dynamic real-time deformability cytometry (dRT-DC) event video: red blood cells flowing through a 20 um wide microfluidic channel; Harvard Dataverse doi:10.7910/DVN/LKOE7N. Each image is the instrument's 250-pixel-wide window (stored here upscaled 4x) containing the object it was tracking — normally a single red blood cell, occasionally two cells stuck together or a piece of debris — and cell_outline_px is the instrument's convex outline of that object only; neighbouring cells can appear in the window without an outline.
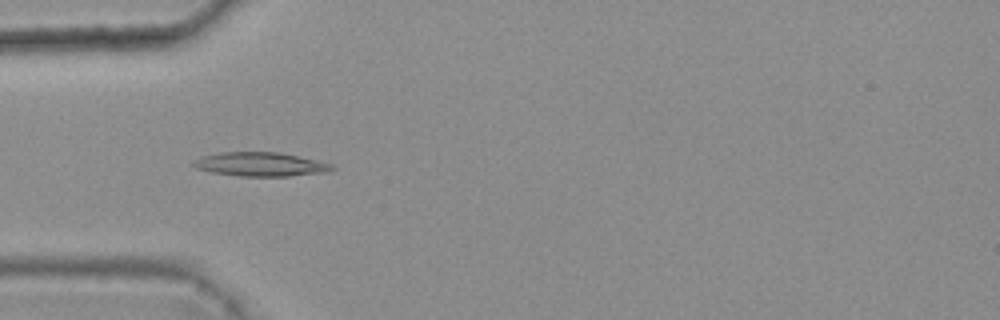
{"species": "common noctule bat (a hibernating species)", "species_latin": "Nyctalus noctula", "temperature_condition": "warm", "stored_images_in_passage": 7, "camera_frame_rate_fps": 3000, "um_per_image_px": 0.085, "animal": {"sex": "female", "body_mass_g": 25.1}, "frame": {"image": 1, "passage_image": 3, "time_ms": 0.667, "image_size_px": [1000, 320], "cell_outline_px": [[336, 168], [328, 172], [288, 176], [240, 176], [212, 172], [196, 168], [192, 164], [196, 160], [204, 156], [224, 152], [280, 152], [316, 160], [332, 164]], "centroid_in_image_um": [22.19, 13.97], "position_along_channel_um": 62.8, "area_um2": 19.13}}
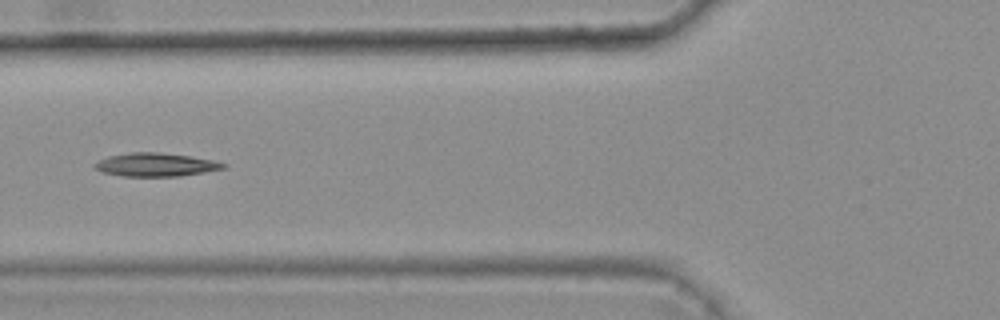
{"frame": {"image": 2, "passage_image": 4, "time_ms": 1.0, "image_size_px": [1000, 320], "cell_outline_px": [[228, 164], [224, 168], [204, 172], [180, 176], [120, 176], [100, 172], [92, 164], [108, 156], [132, 152], [156, 152], [188, 156], [212, 160]], "centroid_in_image_um": [13.19, 14.0], "position_along_channel_um": 112.6, "area_um2": 17.4}}
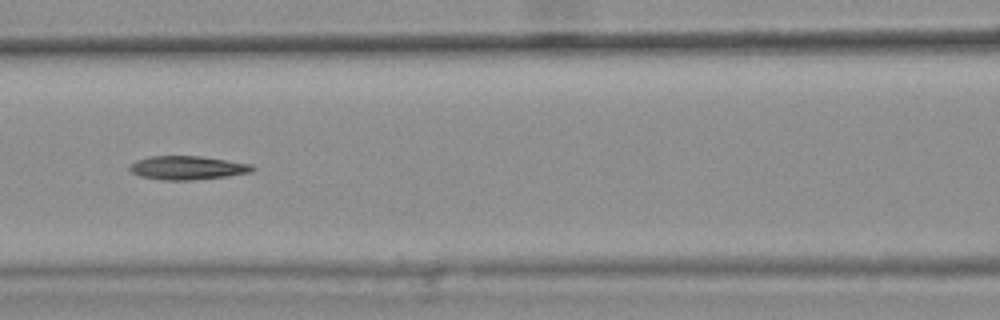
{"frame": {"image": 3, "passage_image": 5, "time_ms": 1.333, "image_size_px": [1000, 320], "cell_outline_px": [[256, 168], [252, 172], [228, 176], [192, 180], [160, 180], [140, 176], [132, 172], [128, 168], [136, 160], [152, 156], [200, 156], [252, 164]], "centroid_in_image_um": [15.95, 14.27], "position_along_channel_um": 150.6, "area_um2": 16.94}}